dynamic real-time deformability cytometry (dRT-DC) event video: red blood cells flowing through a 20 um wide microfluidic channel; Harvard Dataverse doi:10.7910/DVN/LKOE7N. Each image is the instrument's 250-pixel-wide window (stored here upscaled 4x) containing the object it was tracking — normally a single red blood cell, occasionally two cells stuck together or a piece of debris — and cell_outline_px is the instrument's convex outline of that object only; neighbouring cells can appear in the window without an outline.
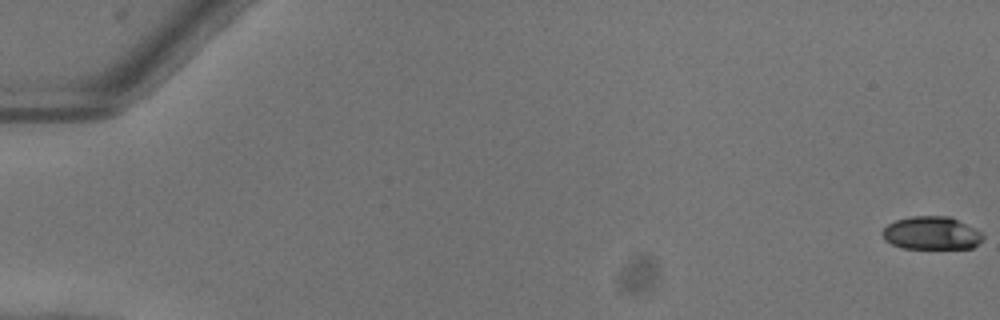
{"species": "common noctule bat (a hibernating species)", "species_latin": "Nyctalus noctula", "temperature_condition": "warm", "stored_images_in_passage": 53, "camera_frame_rate_fps": 3000, "um_per_image_px": 0.085, "animal": {"sex": "female"}, "frame": {"image": 1, "passage_image": 1, "time_ms": 0.0, "image_size_px": [1000, 320], "cell_outline_px": [[984, 236], [972, 248], [904, 248], [892, 244], [884, 240], [880, 232], [888, 224], [896, 220], [912, 216], [948, 216], [980, 232]], "centroid_in_image_um": [79.1, 19.82], "position_along_channel_um": 5.9, "area_um2": 19.02}}
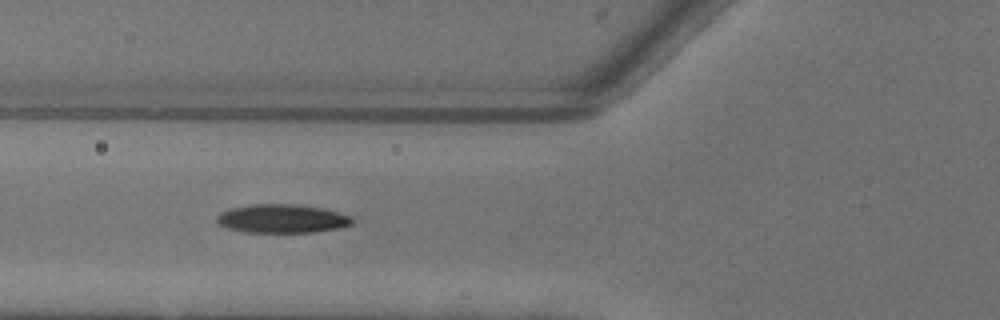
{"frame": {"image": 2, "passage_image": 22, "time_ms": 7.0, "image_size_px": [1000, 320], "cell_outline_px": [[352, 224], [340, 228], [312, 232], [244, 232], [228, 228], [220, 224], [216, 220], [216, 216], [220, 212], [228, 208], [252, 204], [296, 204], [324, 208], [352, 216]], "centroid_in_image_um": [23.97, 18.57], "position_along_channel_um": 101.8, "area_um2": 22.72}}
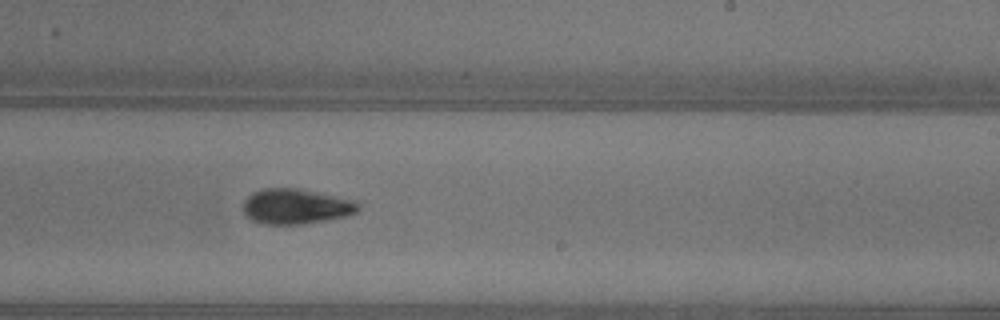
{"frame": {"image": 3, "passage_image": 34, "time_ms": 11.0, "image_size_px": [1000, 320], "cell_outline_px": [[360, 208], [356, 212], [348, 216], [328, 220], [304, 224], [264, 224], [252, 220], [244, 212], [244, 200], [252, 192], [264, 188], [296, 188], [356, 200], [360, 204]], "centroid_in_image_um": [25.19, 17.55], "position_along_channel_um": 263.8, "area_um2": 23.7}, "authors_computed_cell_mechanics": {"area_um2": 21.4438, "velocity_mm_per_s": 4.048, "shape_relaxation_time_tau1_ms": 3.2399, "shape_relaxation_time_tau2_ms": 5.6093, "deformation_change_tau1": 0.144, "deformation_change_tau2": 0.1344}}